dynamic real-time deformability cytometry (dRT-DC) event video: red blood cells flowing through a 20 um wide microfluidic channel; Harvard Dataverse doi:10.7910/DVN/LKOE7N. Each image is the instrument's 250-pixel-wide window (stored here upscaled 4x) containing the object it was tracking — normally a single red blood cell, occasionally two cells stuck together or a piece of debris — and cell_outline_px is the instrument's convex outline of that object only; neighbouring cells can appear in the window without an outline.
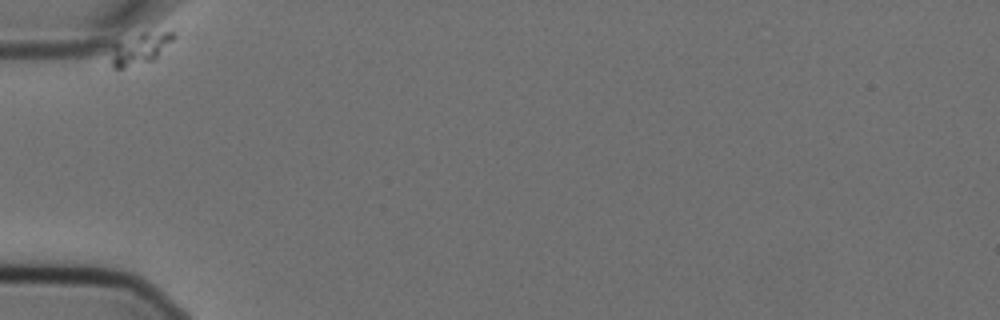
{"species": "Egyptian fruit bat (a non-hibernating species)", "species_latin": "Rousettus aegyptiacus", "temperature_condition": "cold", "stored_images_in_passage": 11, "camera_frame_rate_fps": 3000, "um_per_image_px": 0.085, "animal": {"sex": "female"}, "frame": {"image": 1, "passage_image": 1, "time_ms": 0.0, "image_size_px": [1000, 320], "cell_outline_px": [[176, 36], [152, 60], [124, 68], [112, 68], [112, 44], [116, 40], [144, 32], [176, 32]], "centroid_in_image_um": [11.84, 4.1], "position_along_channel_um": 73.2, "area_um2": 11.27}}
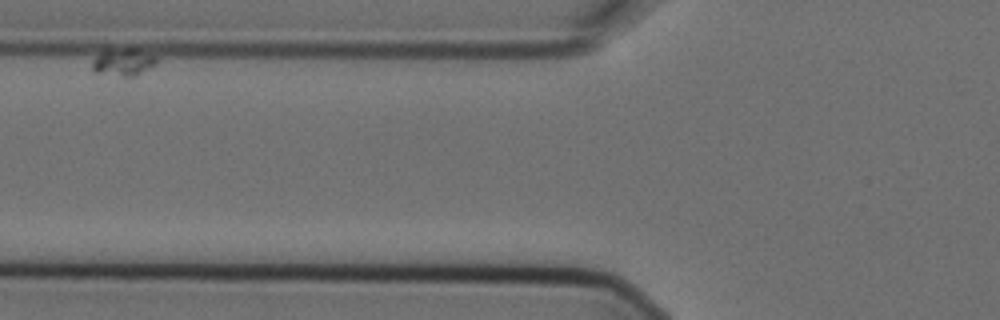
{"frame": {"image": 2, "passage_image": 3, "time_ms": 0.667, "image_size_px": [1000, 320], "cell_outline_px": [[156, 64], [136, 76], [120, 76], [96, 72], [92, 68], [92, 60], [96, 56], [108, 48], [132, 48], [156, 56]], "centroid_in_image_um": [10.46, 5.27], "position_along_channel_um": 115.3, "area_um2": 10.23}}